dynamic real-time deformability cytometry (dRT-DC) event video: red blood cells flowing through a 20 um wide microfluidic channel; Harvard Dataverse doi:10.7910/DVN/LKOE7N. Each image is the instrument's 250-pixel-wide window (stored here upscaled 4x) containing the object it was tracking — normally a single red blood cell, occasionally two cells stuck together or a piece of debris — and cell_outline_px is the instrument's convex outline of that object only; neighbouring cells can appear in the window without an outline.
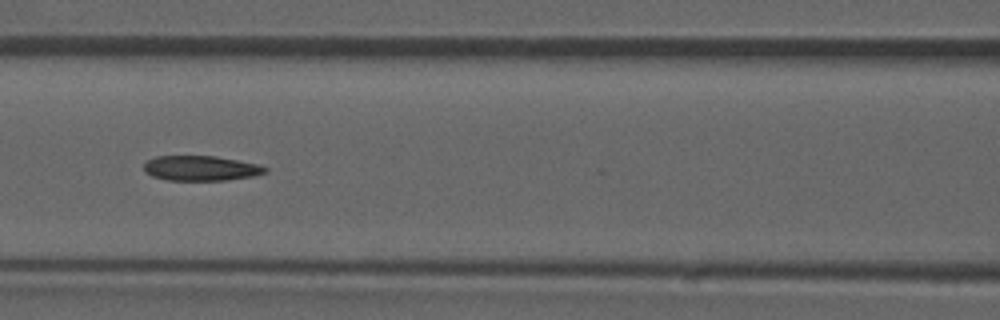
{"species": "common noctule bat (a hibernating species)", "species_latin": "Nyctalus noctula", "temperature_condition": "room temperature", "stored_images_in_passage": 53, "camera_frame_rate_fps": 3000, "um_per_image_px": 0.085, "animal": {"sex": "male", "forearm_length_mm": 52.5}, "frame": {"image": 1, "passage_image": 23, "time_ms": 7.333, "image_size_px": [1000, 320], "cell_outline_px": [[268, 172], [252, 176], [224, 180], [168, 180], [152, 176], [144, 172], [144, 164], [148, 160], [156, 156], [216, 156], [260, 164], [268, 168]], "centroid_in_image_um": [17.09, 14.29], "position_along_channel_um": 149.5, "area_um2": 17.69}, "authors_computed_cell_mechanics": {"area_um2": 18.6116, "velocity_mm_per_s": 3.8609, "shape_relaxation_time_tau1_ms": null, "shape_relaxation_time_tau2_ms": 5.6325, "deformation_change_tau1": null, "deformation_change_tau2": 0.1297}}